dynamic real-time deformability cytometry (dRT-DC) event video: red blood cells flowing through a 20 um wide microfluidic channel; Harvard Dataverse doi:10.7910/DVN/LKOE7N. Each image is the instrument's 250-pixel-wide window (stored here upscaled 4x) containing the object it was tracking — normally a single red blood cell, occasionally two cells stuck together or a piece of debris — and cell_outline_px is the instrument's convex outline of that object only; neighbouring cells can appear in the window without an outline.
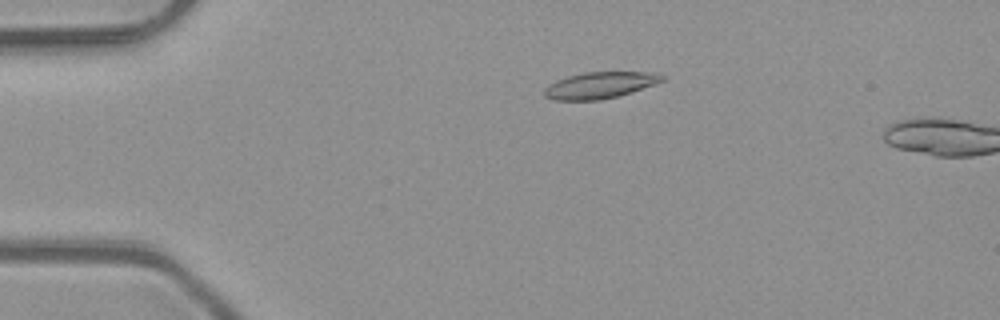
{"species": "common noctule bat (a hibernating species)", "species_latin": "Nyctalus noctula", "temperature_condition": "room temperature", "stored_images_in_passage": 5, "camera_frame_rate_fps": 3000, "um_per_image_px": 0.085, "animal": {"sex": "male", "body_mass_g": 23.1, "forearm_length_mm": 52.7}, "frame": {"image": 1, "passage_image": 3, "time_ms": 0.667, "image_size_px": [1000, 320], "cell_outline_px": [[664, 80], [656, 84], [616, 96], [600, 100], [552, 100], [544, 96], [544, 88], [548, 84], [556, 80], [568, 76], [584, 72], [652, 72], [664, 76]], "centroid_in_image_um": [50.94, 7.24], "position_along_channel_um": 34.1, "area_um2": 18.09}}